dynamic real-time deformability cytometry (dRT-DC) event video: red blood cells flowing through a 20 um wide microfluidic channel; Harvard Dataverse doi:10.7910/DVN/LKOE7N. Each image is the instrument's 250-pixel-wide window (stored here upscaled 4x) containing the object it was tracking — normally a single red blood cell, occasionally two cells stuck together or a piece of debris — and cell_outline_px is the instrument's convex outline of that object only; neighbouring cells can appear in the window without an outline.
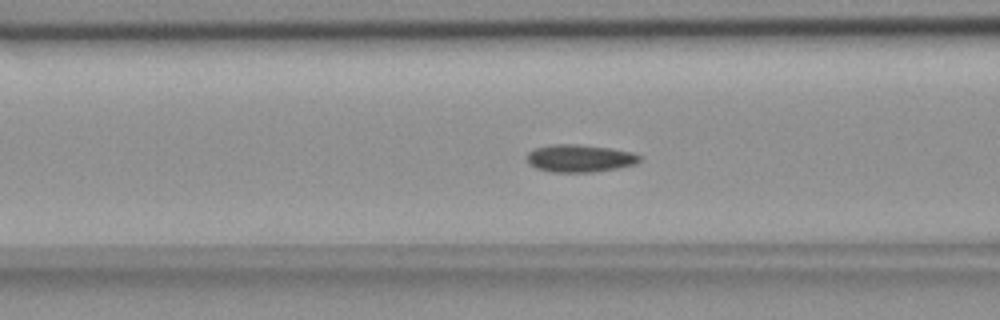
{"species": "common noctule bat (a hibernating species)", "species_latin": "Nyctalus noctula", "temperature_condition": "room temperature", "stored_images_in_passage": 56, "camera_frame_rate_fps": 3000, "um_per_image_px": 0.085, "animal": {"sex": "female", "body_mass_g": 18.4}, "frame": {"image": 1, "passage_image": 22, "time_ms": 7.0, "image_size_px": [1000, 320], "cell_outline_px": [[640, 160], [636, 164], [616, 168], [592, 172], [552, 172], [536, 168], [528, 164], [528, 152], [536, 148], [552, 144], [576, 144], [612, 148], [632, 152], [640, 156]], "centroid_in_image_um": [49.27, 13.45], "position_along_channel_um": 117.3, "area_um2": 18.03}}
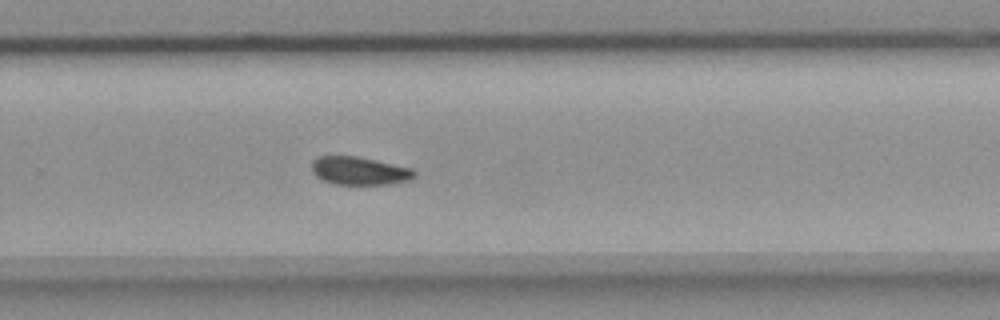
{"frame": {"image": 2, "passage_image": 37, "time_ms": 12.0, "image_size_px": [1000, 320], "cell_outline_px": [[416, 176], [412, 180], [388, 184], [332, 184], [316, 176], [312, 172], [312, 160], [320, 156], [356, 156], [376, 160], [412, 168], [416, 172]], "centroid_in_image_um": [30.57, 14.52], "position_along_channel_um": 299.2, "area_um2": 16.88}}
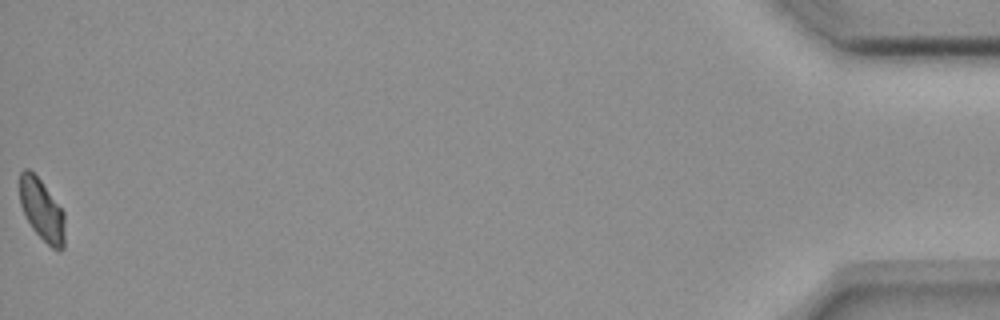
{"frame": {"image": 3, "passage_image": 56, "time_ms": 18.333, "image_size_px": [1000, 320], "cell_outline_px": [[64, 248], [60, 252], [52, 248], [32, 228], [20, 204], [20, 172], [24, 168], [28, 168], [40, 180], [64, 212]], "centroid_in_image_um": [3.56, 17.86], "position_along_channel_um": 431.6, "area_um2": 15.95}, "authors_computed_cell_mechanics": {"area_um2": 17.4556, "velocity_mm_per_s": 3.6533, "shape_relaxation_time_tau1_ms": null, "shape_relaxation_time_tau2_ms": 3.3336, "deformation_change_tau1": null, "deformation_change_tau2": 0.0511}}